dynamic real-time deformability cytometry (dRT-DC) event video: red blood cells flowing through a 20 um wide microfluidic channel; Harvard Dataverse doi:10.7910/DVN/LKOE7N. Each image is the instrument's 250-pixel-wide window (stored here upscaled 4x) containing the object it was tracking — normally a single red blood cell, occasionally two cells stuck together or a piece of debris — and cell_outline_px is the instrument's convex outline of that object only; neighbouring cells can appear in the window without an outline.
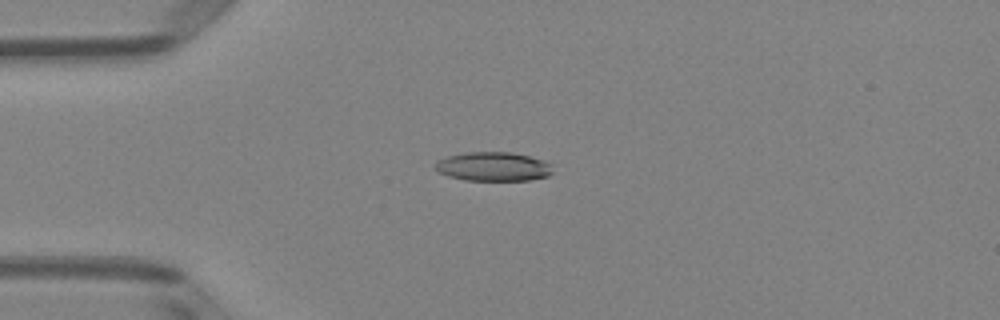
{"species": "Egyptian fruit bat (a non-hibernating species)", "species_latin": "Rousettus aegyptiacus", "temperature_condition": "room temperature", "stored_images_in_passage": 51, "camera_frame_rate_fps": 3000, "um_per_image_px": 0.085, "animal": {"sex": "female"}, "frame": {"image": 1, "passage_image": 13, "time_ms": 4.0, "image_size_px": [1000, 320], "cell_outline_px": [[552, 172], [548, 176], [528, 180], [464, 180], [448, 176], [432, 168], [432, 164], [436, 160], [448, 156], [464, 152], [512, 152], [544, 160], [552, 164]], "centroid_in_image_um": [41.88, 14.15], "position_along_channel_um": 43.1, "area_um2": 20.11}}
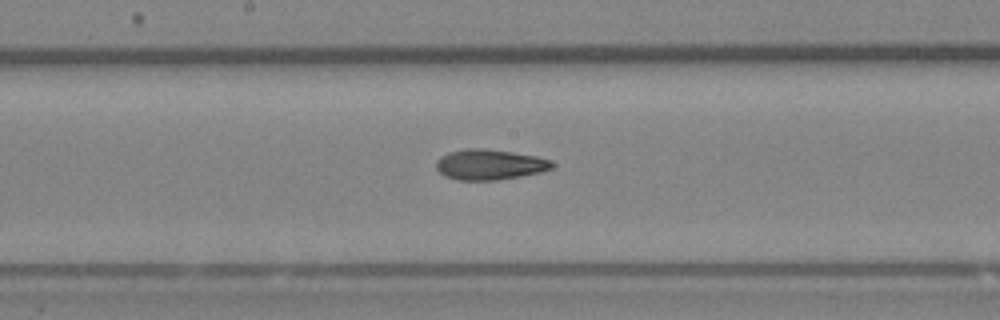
{"frame": {"image": 2, "passage_image": 27, "time_ms": 8.667, "image_size_px": [1000, 320], "cell_outline_px": [[556, 164], [552, 168], [540, 172], [520, 176], [496, 180], [456, 180], [444, 176], [436, 168], [436, 160], [440, 156], [448, 152], [468, 148], [484, 148], [512, 152], [536, 156], [548, 160]], "centroid_in_image_um": [41.58, 13.98], "position_along_channel_um": 206.6, "area_um2": 20.58}}
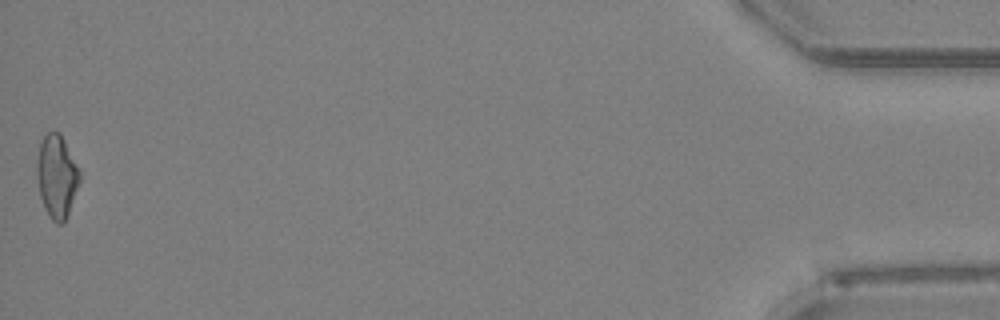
{"frame": {"image": 3, "passage_image": 51, "time_ms": 16.667, "image_size_px": [1000, 320], "cell_outline_px": [[80, 180], [64, 224], [56, 224], [52, 220], [44, 208], [40, 196], [36, 176], [36, 160], [40, 144], [44, 136], [48, 132], [60, 132], [80, 168]], "centroid_in_image_um": [4.82, 14.98], "position_along_channel_um": 430.4, "area_um2": 20.87}, "authors_computed_cell_mechanics": {"area_um2": 20.5768, "velocity_mm_per_s": 3.9975, "shape_relaxation_time_tau1_ms": 10.0234, "shape_relaxation_time_tau2_ms": 4.7215, "deformation_change_tau1": 0.2133, "deformation_change_tau2": 0.1334}}